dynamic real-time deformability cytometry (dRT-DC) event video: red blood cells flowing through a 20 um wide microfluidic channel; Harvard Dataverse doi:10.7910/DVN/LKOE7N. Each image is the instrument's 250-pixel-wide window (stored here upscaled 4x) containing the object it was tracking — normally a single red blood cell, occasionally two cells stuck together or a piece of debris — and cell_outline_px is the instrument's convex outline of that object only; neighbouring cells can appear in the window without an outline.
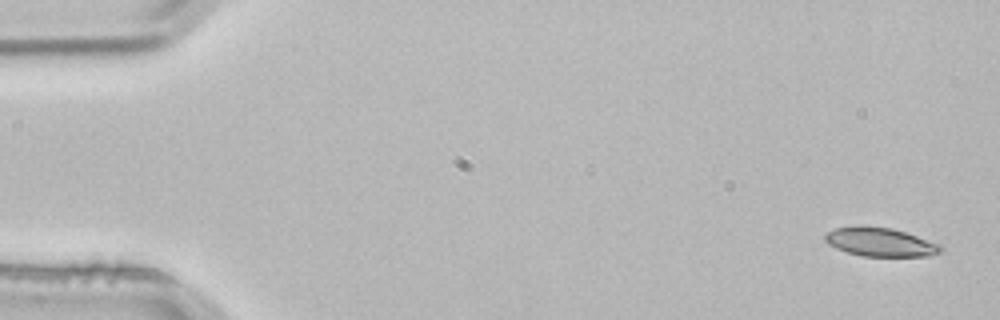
{"species": "common noctule bat (a hibernating species)", "species_latin": "Nyctalus noctula", "temperature_condition": "room temperature", "stored_images_in_passage": 3, "camera_frame_rate_fps": 3000, "um_per_image_px": 0.085, "animal": {"sex": "male", "body_mass_g": 21.5, "forearm_length_mm": 52.0}, "frame": {"image": 1, "passage_image": 1, "time_ms": 0.0, "image_size_px": [1000, 320], "cell_outline_px": [[944, 248], [940, 252], [932, 256], [860, 256], [836, 248], [828, 244], [824, 240], [824, 236], [828, 232], [836, 228], [856, 224], [892, 228], [940, 244]], "centroid_in_image_um": [74.8, 20.56], "position_along_channel_um": 10.2, "area_um2": 19.54}}
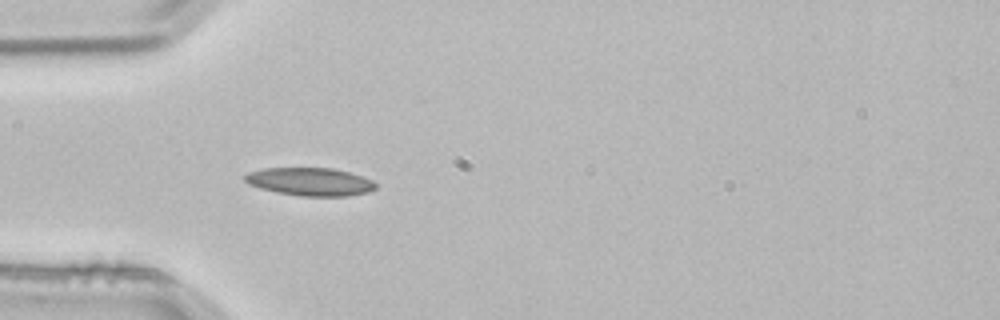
{"frame": {"image": 2, "passage_image": 3, "time_ms": 0.667, "image_size_px": [1000, 320], "cell_outline_px": [[376, 188], [368, 192], [348, 196], [300, 196], [276, 192], [260, 188], [248, 184], [244, 180], [244, 176], [248, 172], [264, 168], [332, 168], [348, 172], [372, 180], [376, 184]], "centroid_in_image_um": [26.33, 15.45], "position_along_channel_um": 58.7, "area_um2": 21.33}}